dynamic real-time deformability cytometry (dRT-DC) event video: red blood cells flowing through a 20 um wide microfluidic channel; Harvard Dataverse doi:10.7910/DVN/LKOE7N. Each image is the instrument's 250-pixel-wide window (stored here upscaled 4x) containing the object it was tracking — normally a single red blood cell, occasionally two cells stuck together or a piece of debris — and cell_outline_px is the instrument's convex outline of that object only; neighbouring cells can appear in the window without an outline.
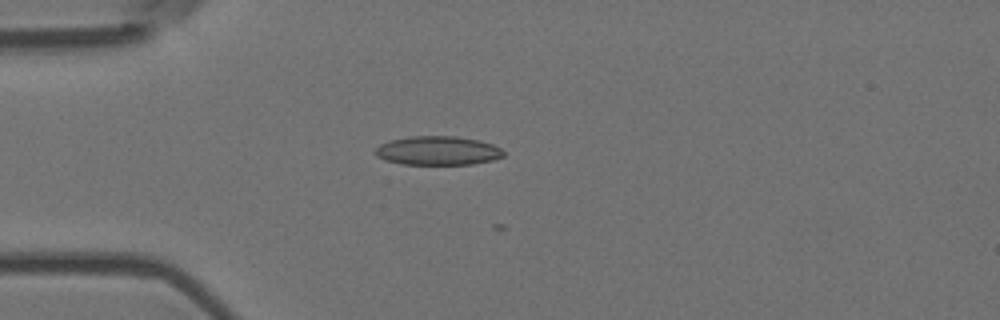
{"species": "Egyptian fruit bat (a non-hibernating species)", "species_latin": "Rousettus aegyptiacus", "temperature_condition": "room temperature", "stored_images_in_passage": 8, "camera_frame_rate_fps": 3000, "um_per_image_px": 0.085, "animal": {"sex": "female"}, "frame": {"image": 1, "passage_image": 4, "time_ms": 1.0, "image_size_px": [1000, 320], "cell_outline_px": [[504, 156], [492, 160], [472, 164], [400, 164], [384, 160], [376, 156], [372, 152], [380, 144], [388, 140], [412, 136], [456, 136], [476, 140], [492, 144], [500, 148], [504, 152]], "centroid_in_image_um": [37.15, 12.81], "position_along_channel_um": 47.8, "area_um2": 21.68}}